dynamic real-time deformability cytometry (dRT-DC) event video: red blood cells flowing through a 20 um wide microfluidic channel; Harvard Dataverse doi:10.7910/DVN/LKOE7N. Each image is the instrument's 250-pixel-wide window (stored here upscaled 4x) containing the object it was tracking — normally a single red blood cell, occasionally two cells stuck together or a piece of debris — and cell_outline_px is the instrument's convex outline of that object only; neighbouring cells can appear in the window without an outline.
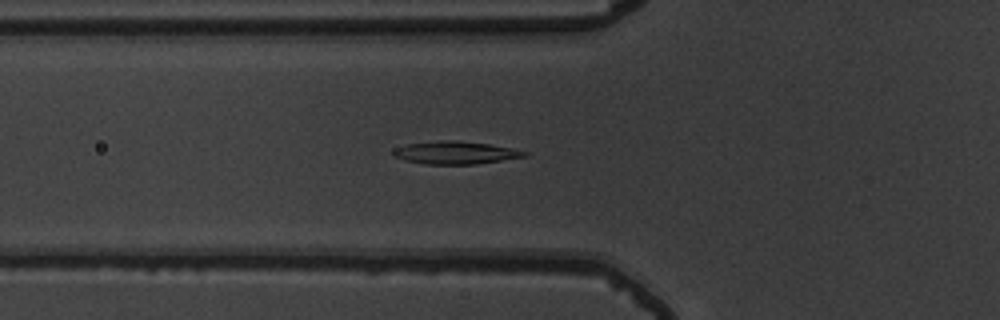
{"species": "common noctule bat (a hibernating species)", "species_latin": "Nyctalus noctula", "temperature_condition": "warm", "stored_images_in_passage": 53, "camera_frame_rate_fps": 3000, "um_per_image_px": 0.085, "animal": {"sex": "male", "body_mass_g": 19.5, "forearm_length_mm": 54.6}, "frame": {"image": 1, "passage_image": 19, "time_ms": 6.0, "image_size_px": [1000, 320], "cell_outline_px": [[528, 156], [476, 164], [424, 164], [404, 160], [392, 156], [392, 152], [396, 148], [408, 144], [440, 140], [456, 140], [488, 144], [512, 148], [528, 152]], "centroid_in_image_um": [38.7, 12.98], "position_along_channel_um": 87.1, "area_um2": 17.34}}
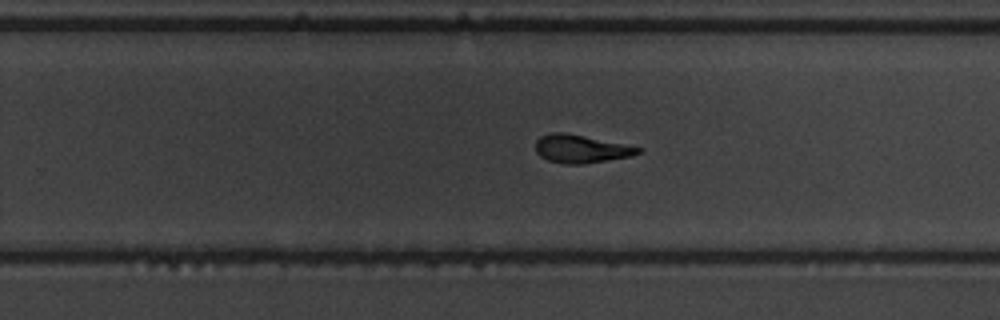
{"frame": {"image": 2, "passage_image": 34, "time_ms": 11.0, "image_size_px": [1000, 320], "cell_outline_px": [[644, 152], [632, 156], [584, 164], [564, 164], [548, 160], [540, 156], [536, 152], [536, 140], [540, 136], [552, 132], [564, 132], [644, 148]], "centroid_in_image_um": [49.41, 12.66], "position_along_channel_um": 280.4, "area_um2": 16.88}}
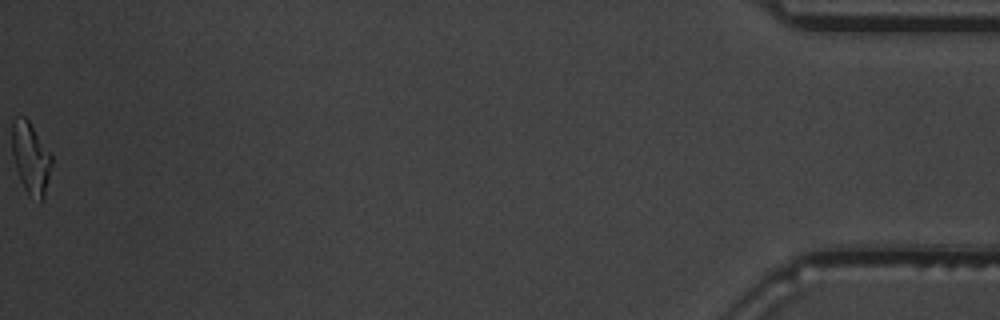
{"frame": {"image": 3, "passage_image": 53, "time_ms": 17.333, "image_size_px": [1000, 320], "cell_outline_px": [[52, 164], [44, 200], [40, 204], [28, 196], [20, 180], [12, 156], [12, 120], [16, 116], [24, 116], [28, 120], [52, 156]], "centroid_in_image_um": [2.61, 13.5], "position_along_channel_um": 432.6, "area_um2": 16.82}, "authors_computed_cell_mechanics": {"area_um2": 17.1088, "velocity_mm_per_s": 3.8716, "shape_relaxation_time_tau1_ms": 5.5538, "shape_relaxation_time_tau2_ms": 1.6548, "deformation_change_tau1": 0.1941, "deformation_change_tau2": 0.0951}}